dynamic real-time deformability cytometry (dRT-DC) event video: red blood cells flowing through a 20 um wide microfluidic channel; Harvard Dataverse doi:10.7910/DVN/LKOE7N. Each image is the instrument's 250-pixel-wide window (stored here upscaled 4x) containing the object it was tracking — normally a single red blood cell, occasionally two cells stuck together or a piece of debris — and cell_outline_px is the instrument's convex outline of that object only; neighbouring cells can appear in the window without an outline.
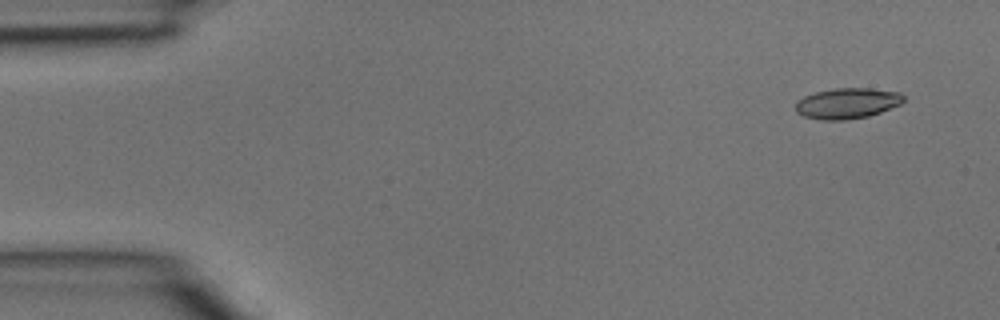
{"species": "common noctule bat (a hibernating species)", "species_latin": "Nyctalus noctula", "temperature_condition": "room temperature", "stored_images_in_passage": 3, "camera_frame_rate_fps": 3000, "um_per_image_px": 0.085, "animal": {"sex": "male", "body_mass_g": 15.6}, "frame": {"image": 1, "passage_image": 1, "time_ms": 0.0, "image_size_px": [1000, 320], "cell_outline_px": [[904, 100], [900, 104], [880, 112], [868, 116], [844, 120], [820, 120], [804, 116], [796, 112], [796, 100], [804, 96], [816, 92], [836, 88], [868, 88], [900, 92], [904, 96]], "centroid_in_image_um": [72.0, 8.78], "position_along_channel_um": 13.0, "area_um2": 19.25}}
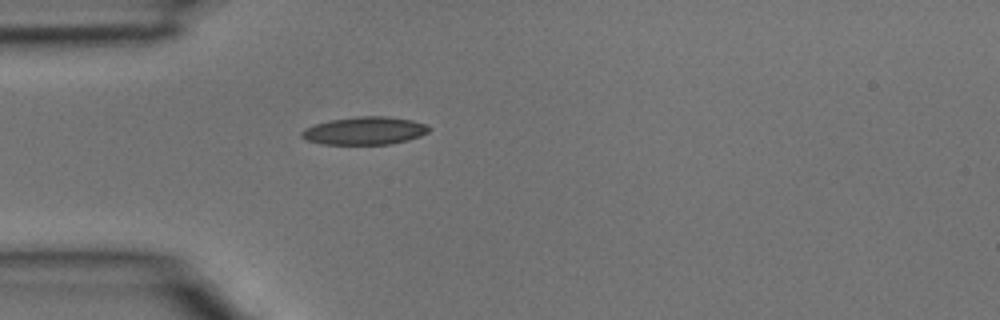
{"frame": {"image": 2, "passage_image": 3, "time_ms": 0.667, "image_size_px": [1000, 320], "cell_outline_px": [[432, 128], [428, 132], [420, 136], [408, 140], [392, 144], [320, 144], [308, 140], [300, 136], [300, 132], [304, 128], [316, 124], [332, 120], [360, 116], [384, 116], [412, 120], [424, 124]], "centroid_in_image_um": [31.0, 11.12], "position_along_channel_um": 54.0, "area_um2": 20.58}}